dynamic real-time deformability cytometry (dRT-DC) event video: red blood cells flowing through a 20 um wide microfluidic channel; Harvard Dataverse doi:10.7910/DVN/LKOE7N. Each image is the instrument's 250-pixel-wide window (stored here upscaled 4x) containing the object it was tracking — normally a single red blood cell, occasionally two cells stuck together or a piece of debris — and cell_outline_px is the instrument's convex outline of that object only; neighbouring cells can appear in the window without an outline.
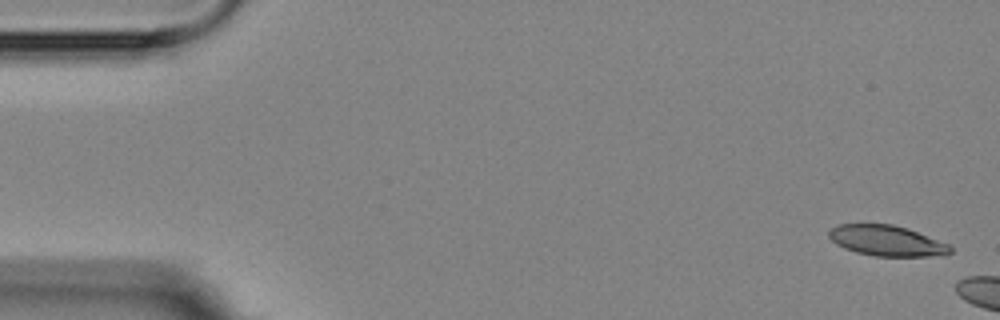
{"species": "Egyptian fruit bat (a non-hibernating species)", "species_latin": "Rousettus aegyptiacus", "temperature_condition": "room temperature", "stored_images_in_passage": 5, "camera_frame_rate_fps": 3000, "um_per_image_px": 0.085, "animal": {"sex": "female"}, "frame": {"image": 1, "passage_image": 1, "time_ms": 0.0, "image_size_px": [1000, 320], "cell_outline_px": [[952, 252], [948, 256], [876, 256], [856, 252], [844, 248], [836, 244], [828, 236], [828, 232], [836, 224], [892, 224], [908, 228], [948, 244], [952, 248]], "centroid_in_image_um": [75.39, 20.46], "position_along_channel_um": 9.6, "area_um2": 21.73}}
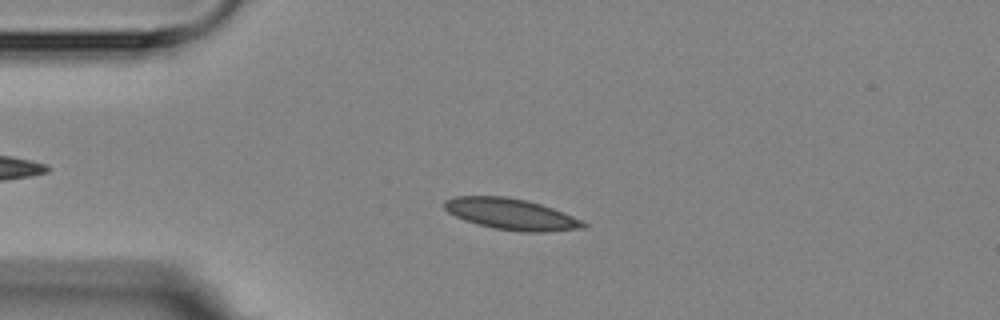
{"frame": {"image": 2, "passage_image": 4, "time_ms": 5.667, "image_size_px": [1000, 320], "cell_outline_px": [[588, 224], [584, 228], [548, 232], [520, 232], [492, 228], [476, 224], [464, 220], [448, 212], [444, 208], [444, 200], [456, 196], [504, 196], [528, 200], [552, 208], [572, 216]], "centroid_in_image_um": [43.43, 18.21], "position_along_channel_um": 41.6, "area_um2": 25.32}}